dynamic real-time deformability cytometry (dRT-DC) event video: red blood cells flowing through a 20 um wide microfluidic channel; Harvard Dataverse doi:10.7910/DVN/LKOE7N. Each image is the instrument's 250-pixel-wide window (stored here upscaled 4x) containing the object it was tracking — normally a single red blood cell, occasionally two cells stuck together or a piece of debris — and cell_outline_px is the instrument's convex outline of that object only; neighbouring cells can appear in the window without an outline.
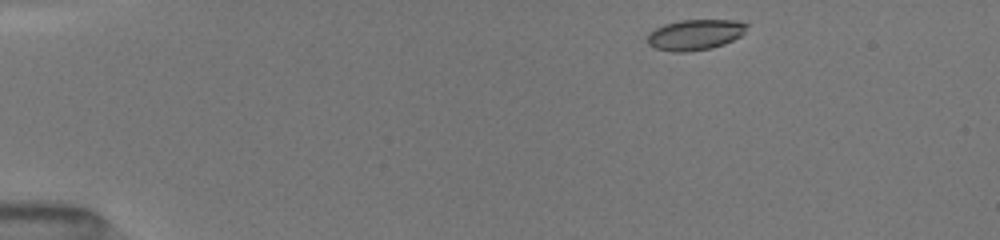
{"species": "common noctule bat (a hibernating species)", "species_latin": "Nyctalus noctula", "temperature_condition": "room temperature", "stored_images_in_passage": 44, "camera_frame_rate_fps": 3000, "um_per_image_px": 0.085, "animal": {"sex": "female", "body_mass_g": 19.5, "forearm_length_mm": 54.1}, "frame": {"image": 1, "passage_image": 1, "time_ms": 0.0, "image_size_px": [1000, 240], "cell_outline_px": [[748, 24], [744, 32], [740, 36], [724, 44], [712, 48], [688, 52], [672, 52], [656, 48], [648, 44], [648, 32], [664, 24], [680, 20], [740, 20]], "centroid_in_image_um": [59.08, 2.95], "position_along_channel_um": 25.9, "area_um2": 17.8}}
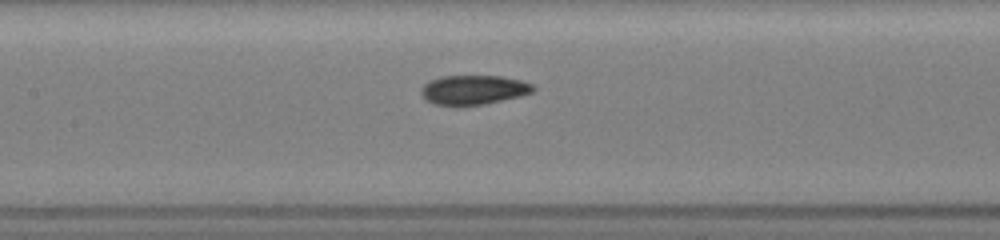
{"frame": {"image": 2, "passage_image": 18, "time_ms": 5.667, "image_size_px": [1000, 240], "cell_outline_px": [[536, 88], [532, 92], [520, 96], [484, 104], [460, 108], [436, 104], [424, 100], [420, 92], [420, 88], [428, 80], [440, 76], [500, 76], [520, 80], [532, 84]], "centroid_in_image_um": [40.18, 7.66], "position_along_channel_um": 167.2, "area_um2": 19.71}}
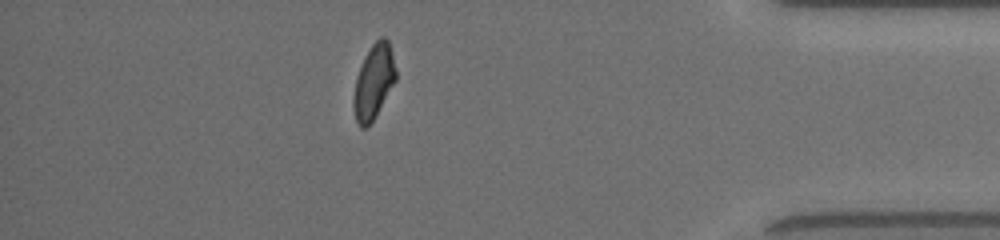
{"frame": {"image": 3, "passage_image": 38, "time_ms": 12.333, "image_size_px": [1000, 240], "cell_outline_px": [[396, 80], [372, 120], [364, 128], [360, 128], [356, 120], [352, 104], [352, 100], [356, 76], [364, 56], [372, 44], [380, 36], [384, 36], [388, 40], [392, 52], [396, 68]], "centroid_in_image_um": [31.75, 6.9], "position_along_channel_um": 403.5, "area_um2": 18.26}, "authors_computed_cell_mechanics": {"area_um2": 18.9295, "velocity_mm_per_s": 4.0551, "shape_relaxation_time_tau1_ms": 5.8671, "shape_relaxation_time_tau2_ms": 1.945, "deformation_change_tau1": 0.163, "deformation_change_tau2": 0.0665}}